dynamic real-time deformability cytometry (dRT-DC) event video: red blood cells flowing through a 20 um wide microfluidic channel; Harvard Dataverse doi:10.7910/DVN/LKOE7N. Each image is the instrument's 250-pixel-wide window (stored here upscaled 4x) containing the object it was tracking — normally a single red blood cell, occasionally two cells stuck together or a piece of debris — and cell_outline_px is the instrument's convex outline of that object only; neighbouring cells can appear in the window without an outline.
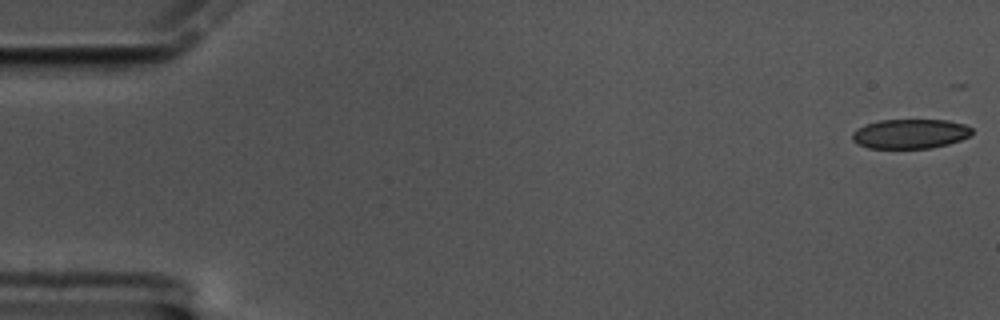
{"species": "common noctule bat (a hibernating species)", "species_latin": "Nyctalus noctula", "temperature_condition": "cold", "stored_images_in_passage": 25, "camera_frame_rate_fps": 3000, "um_per_image_px": 0.085, "animal": {"sex": "male", "body_mass_g": 17.5, "forearm_length_mm": 52.3}, "frame": {"image": 1, "passage_image": 1, "time_ms": 0.0, "image_size_px": [1000, 320], "cell_outline_px": [[972, 132], [968, 136], [960, 140], [948, 144], [932, 148], [868, 148], [856, 144], [852, 140], [852, 132], [856, 128], [864, 124], [880, 120], [948, 120], [964, 124], [972, 128]], "centroid_in_image_um": [77.32, 11.37], "position_along_channel_um": 7.7, "area_um2": 20.75}}
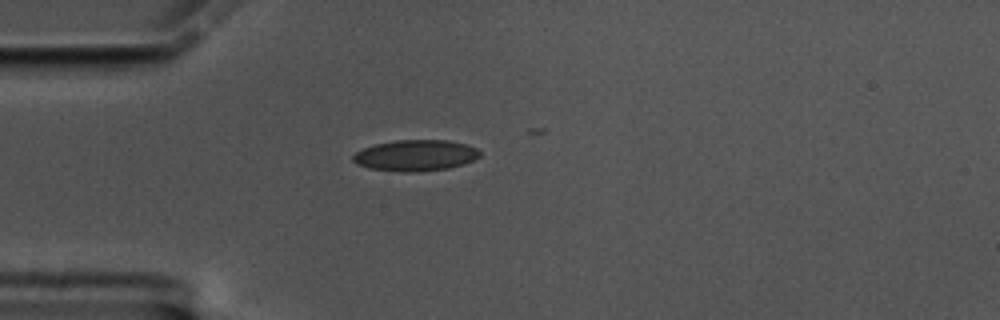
{"frame": {"image": 2, "passage_image": 16, "time_ms": 5.0, "image_size_px": [1000, 320], "cell_outline_px": [[480, 156], [464, 164], [448, 168], [420, 172], [400, 172], [368, 168], [356, 164], [352, 160], [352, 156], [356, 152], [372, 144], [396, 140], [448, 140], [464, 144], [476, 148], [480, 152]], "centroid_in_image_um": [35.28, 13.21], "position_along_channel_um": 49.7, "area_um2": 23.12}}